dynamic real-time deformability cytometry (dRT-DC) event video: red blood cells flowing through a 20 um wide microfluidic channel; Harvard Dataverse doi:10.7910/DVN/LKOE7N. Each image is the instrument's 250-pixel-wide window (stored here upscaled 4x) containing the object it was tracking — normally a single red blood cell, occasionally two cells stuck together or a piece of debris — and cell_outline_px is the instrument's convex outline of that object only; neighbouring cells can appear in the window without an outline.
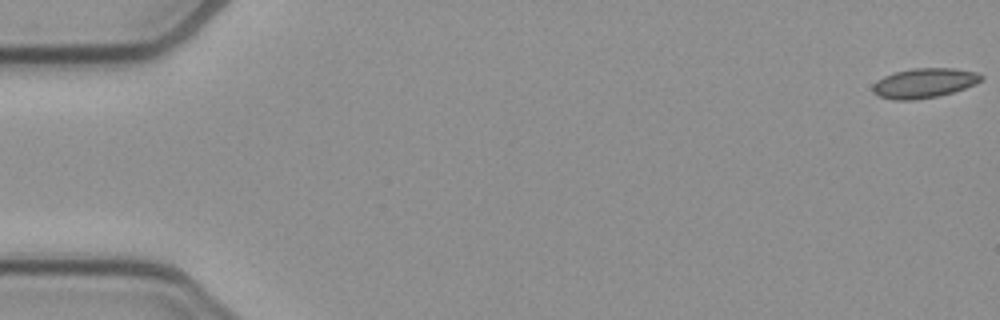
{"species": "common noctule bat (a hibernating species)", "species_latin": "Nyctalus noctula", "temperature_condition": "cold", "stored_images_in_passage": 8, "camera_frame_rate_fps": 3000, "um_per_image_px": 0.085, "animal": {"sex": "female", "body_mass_g": 21.9}, "frame": {"image": 1, "passage_image": 1, "time_ms": 0.0, "image_size_px": [1000, 320], "cell_outline_px": [[984, 80], [976, 84], [952, 92], [936, 96], [916, 100], [892, 100], [880, 96], [872, 92], [872, 84], [876, 80], [884, 76], [896, 72], [912, 68], [952, 68], [976, 72], [984, 76]], "centroid_in_image_um": [78.55, 7.06], "position_along_channel_um": 6.5, "area_um2": 18.84}}